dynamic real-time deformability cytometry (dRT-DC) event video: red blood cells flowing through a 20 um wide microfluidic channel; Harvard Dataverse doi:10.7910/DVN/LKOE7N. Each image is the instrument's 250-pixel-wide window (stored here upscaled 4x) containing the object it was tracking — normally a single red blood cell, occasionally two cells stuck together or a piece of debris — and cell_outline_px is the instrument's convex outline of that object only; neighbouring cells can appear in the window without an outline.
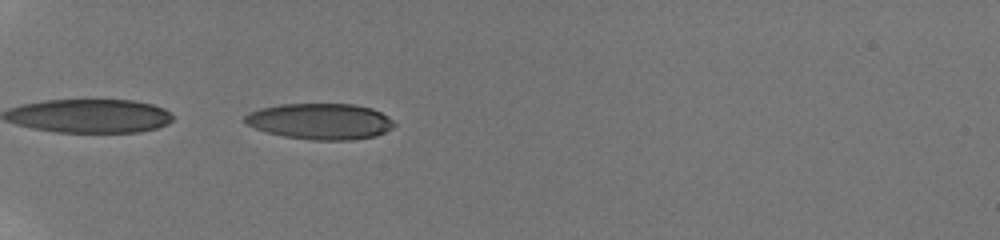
{"species": "human", "species_latin": "Homo sapiens", "temperature_condition": "room temperature", "stored_images_in_passage": 38, "camera_frame_rate_fps": 3000, "um_per_image_px": 0.085, "donor": {"sex": "male"}, "frame": {"image": 1, "passage_image": 2, "time_ms": 0.333, "image_size_px": [1000, 240], "cell_outline_px": [[396, 124], [392, 128], [376, 136], [352, 140], [312, 140], [284, 136], [268, 132], [256, 128], [248, 124], [244, 120], [244, 116], [248, 112], [260, 108], [280, 104], [352, 104], [372, 108], [388, 116]], "centroid_in_image_um": [27.24, 10.31], "position_along_channel_um": 57.8, "area_um2": 31.33}}
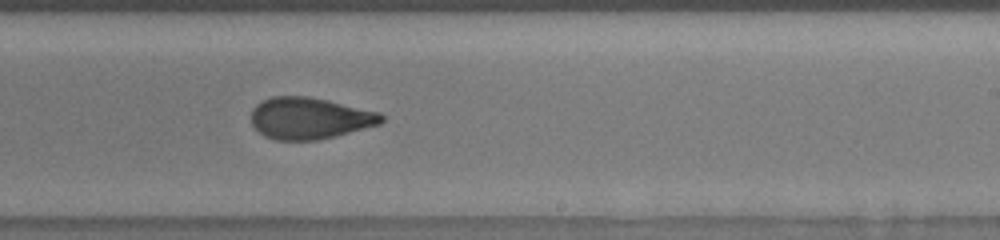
{"frame": {"image": 2, "passage_image": 20, "time_ms": 6.333, "image_size_px": [1000, 240], "cell_outline_px": [[384, 120], [380, 124], [336, 136], [316, 140], [276, 140], [264, 136], [252, 124], [252, 108], [256, 104], [272, 96], [308, 96], [328, 100], [380, 112], [384, 116]], "centroid_in_image_um": [26.33, 10.04], "position_along_channel_um": 262.7, "area_um2": 31.62}}
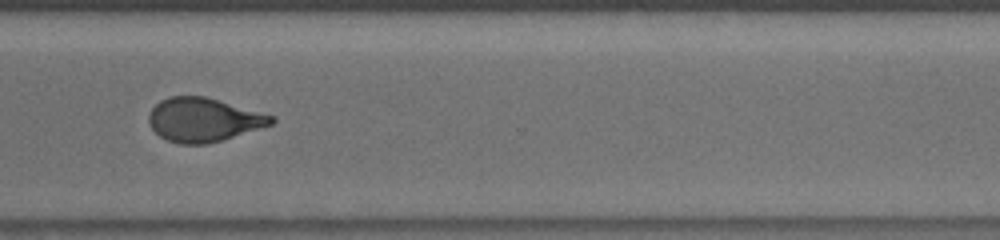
{"frame": {"image": 3, "passage_image": 27, "time_ms": 8.667, "image_size_px": [1000, 240], "cell_outline_px": [[276, 120], [272, 124], [208, 144], [180, 144], [168, 140], [160, 136], [152, 128], [148, 120], [148, 116], [152, 108], [160, 100], [168, 96], [204, 96], [276, 116]], "centroid_in_image_um": [17.29, 10.17], "position_along_channel_um": 353.3, "area_um2": 31.1}, "authors_computed_cell_mechanics": {"area_um2": 31.7322, "velocity_mm_per_s": 3.8838, "shape_relaxation_time_tau1_ms": 7.0332, "shape_relaxation_time_tau2_ms": 1.4031, "deformation_change_tau1": 0.2166, "deformation_change_tau2": 0.0862}}